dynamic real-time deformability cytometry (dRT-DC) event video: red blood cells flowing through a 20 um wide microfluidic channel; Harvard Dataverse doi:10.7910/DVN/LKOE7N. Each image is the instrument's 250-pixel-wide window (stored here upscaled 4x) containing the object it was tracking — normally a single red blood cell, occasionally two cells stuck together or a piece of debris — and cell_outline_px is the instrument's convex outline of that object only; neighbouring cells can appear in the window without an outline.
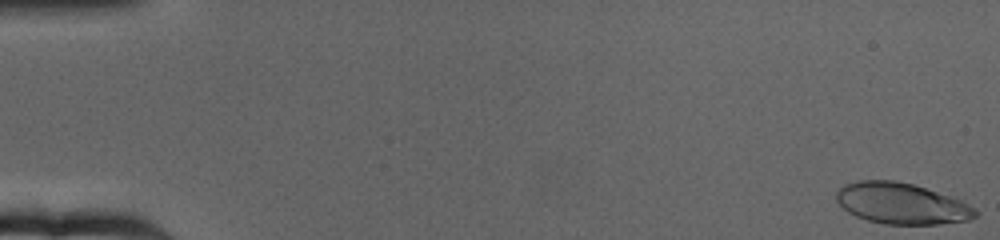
{"species": "human", "species_latin": "Homo sapiens", "temperature_condition": "cold", "stored_images_in_passage": 65, "camera_frame_rate_fps": 3000, "um_per_image_px": 0.085, "donor": {"sex": "female"}, "frame": {"image": 1, "passage_image": 1, "time_ms": 0.0, "image_size_px": [1000, 240], "cell_outline_px": [[980, 212], [976, 216], [968, 220], [936, 224], [884, 224], [868, 220], [856, 216], [848, 212], [836, 200], [836, 192], [844, 184], [860, 180], [896, 180], [912, 184], [960, 200], [976, 208]], "centroid_in_image_um": [76.62, 17.3], "position_along_channel_um": 8.4, "area_um2": 33.06}}
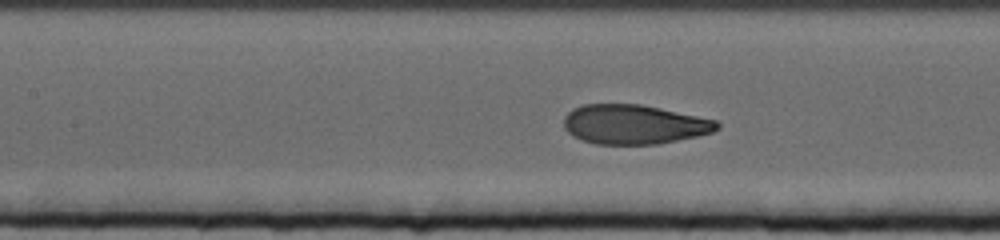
{"frame": {"image": 2, "passage_image": 30, "time_ms": 9.667, "image_size_px": [1000, 240], "cell_outline_px": [[720, 128], [712, 132], [696, 136], [656, 144], [596, 144], [572, 136], [564, 128], [564, 116], [572, 108], [584, 104], [640, 104], [660, 108], [716, 120], [720, 124]], "centroid_in_image_um": [53.87, 10.57], "position_along_channel_um": 153.5, "area_um2": 35.08}}
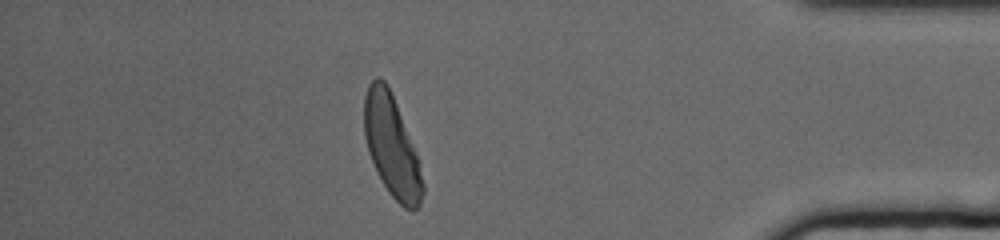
{"frame": {"image": 3, "passage_image": 57, "time_ms": 18.667, "image_size_px": [1000, 240], "cell_outline_px": [[424, 192], [420, 204], [412, 212], [404, 208], [388, 192], [376, 172], [368, 152], [364, 136], [364, 96], [368, 84], [376, 76], [380, 76], [384, 80], [396, 104], [416, 152], [424, 184]], "centroid_in_image_um": [33.28, 12.44], "position_along_channel_um": 401.9, "area_um2": 34.45}, "authors_computed_cell_mechanics": {"area_um2": 35.258, "velocity_mm_per_s": 3.161, "shape_relaxation_time_tau1_ms": 3.9983, "shape_relaxation_time_tau2_ms": null, "deformation_change_tau1": 0.1812, "deformation_change_tau2": null}}